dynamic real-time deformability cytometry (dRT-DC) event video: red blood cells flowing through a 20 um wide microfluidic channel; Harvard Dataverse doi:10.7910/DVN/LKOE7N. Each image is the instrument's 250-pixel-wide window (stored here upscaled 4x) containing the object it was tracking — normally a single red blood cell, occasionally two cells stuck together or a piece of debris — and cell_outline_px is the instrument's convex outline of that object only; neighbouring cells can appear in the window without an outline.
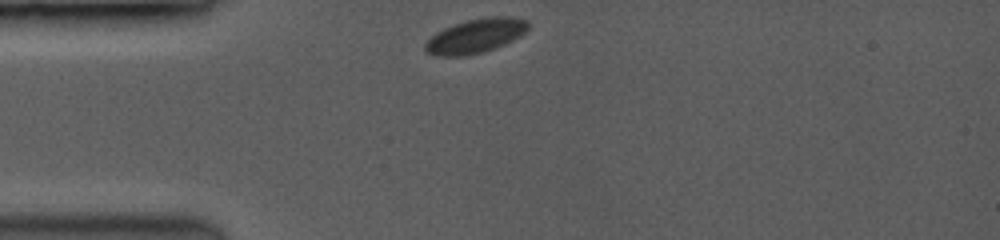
{"species": "common noctule bat (a hibernating species)", "species_latin": "Nyctalus noctula", "temperature_condition": "room temperature", "stored_images_in_passage": 2, "camera_frame_rate_fps": 3500, "um_per_image_px": 0.085, "animal": {"sex": "female", "body_mass_g": 19.0, "forearm_length_mm": 53.3}, "frame": {"image": 1, "passage_image": 1, "time_ms": 0.0, "image_size_px": [1000, 240], "cell_outline_px": [[528, 28], [524, 32], [512, 40], [492, 48], [480, 52], [460, 56], [440, 56], [428, 52], [424, 48], [424, 44], [436, 32], [452, 24], [468, 20], [488, 16], [512, 16], [528, 20]], "centroid_in_image_um": [40.41, 3.02], "position_along_channel_um": 44.6, "area_um2": 20.17}}